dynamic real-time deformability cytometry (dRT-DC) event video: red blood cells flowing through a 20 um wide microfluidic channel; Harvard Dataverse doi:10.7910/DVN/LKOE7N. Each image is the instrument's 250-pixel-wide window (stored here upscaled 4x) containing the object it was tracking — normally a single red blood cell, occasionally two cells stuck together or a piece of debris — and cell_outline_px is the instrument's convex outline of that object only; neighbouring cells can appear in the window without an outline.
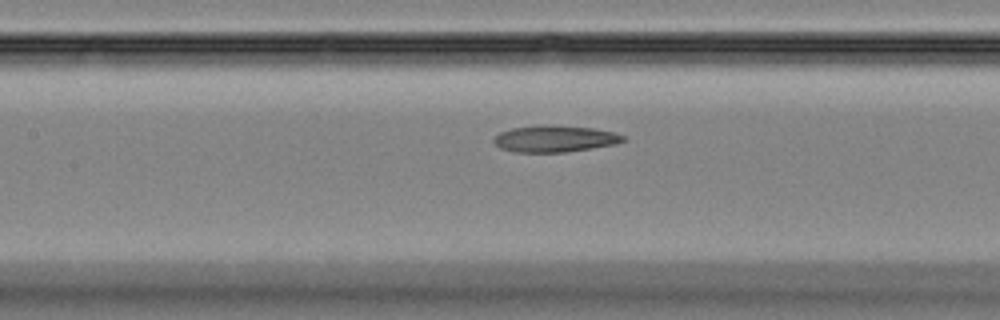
{"species": "Egyptian fruit bat (a non-hibernating species)", "species_latin": "Rousettus aegyptiacus", "temperature_condition": "room temperature", "stored_images_in_passage": 50, "camera_frame_rate_fps": 3000, "um_per_image_px": 0.085, "animal": {"sex": "female"}, "frame": {"image": 1, "passage_image": 23, "time_ms": 7.333, "image_size_px": [1000, 320], "cell_outline_px": [[624, 140], [616, 144], [592, 148], [564, 152], [512, 152], [500, 148], [492, 140], [500, 132], [512, 128], [544, 124], [592, 128], [616, 132], [624, 136]], "centroid_in_image_um": [47.14, 11.79], "position_along_channel_um": 160.3, "area_um2": 20.06}}
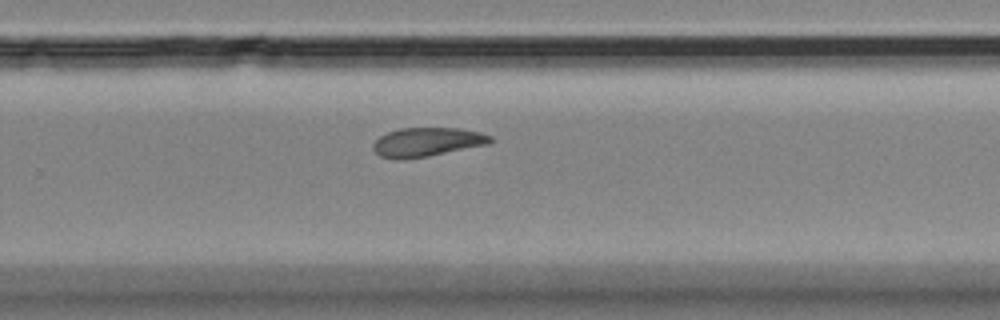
{"frame": {"image": 2, "passage_image": 33, "time_ms": 10.667, "image_size_px": [1000, 320], "cell_outline_px": [[492, 140], [488, 144], [428, 156], [404, 160], [392, 160], [380, 156], [372, 148], [372, 144], [380, 136], [388, 132], [400, 128], [456, 128], [480, 132], [492, 136]], "centroid_in_image_um": [36.25, 12.09], "position_along_channel_um": 293.6, "area_um2": 19.83}}
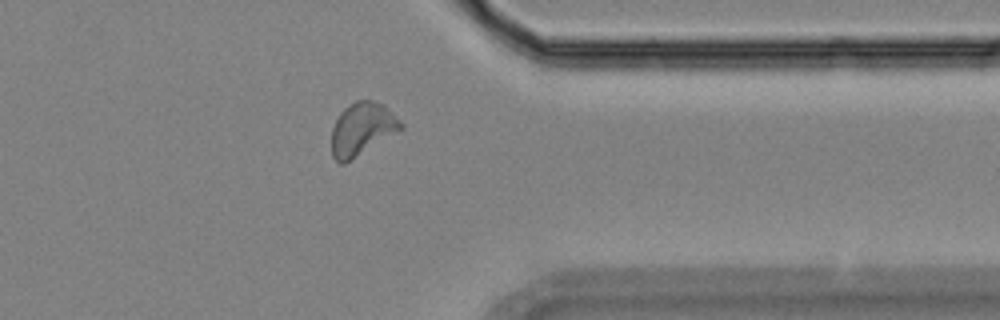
{"frame": {"image": 3, "passage_image": 40, "time_ms": 13.0, "image_size_px": [1000, 320], "cell_outline_px": [[404, 128], [400, 132], [344, 164], [340, 164], [332, 156], [332, 128], [340, 112], [348, 104], [356, 100], [372, 100], [384, 104], [404, 124]], "centroid_in_image_um": [30.81, 10.97], "position_along_channel_um": 380.6, "area_um2": 21.68}}